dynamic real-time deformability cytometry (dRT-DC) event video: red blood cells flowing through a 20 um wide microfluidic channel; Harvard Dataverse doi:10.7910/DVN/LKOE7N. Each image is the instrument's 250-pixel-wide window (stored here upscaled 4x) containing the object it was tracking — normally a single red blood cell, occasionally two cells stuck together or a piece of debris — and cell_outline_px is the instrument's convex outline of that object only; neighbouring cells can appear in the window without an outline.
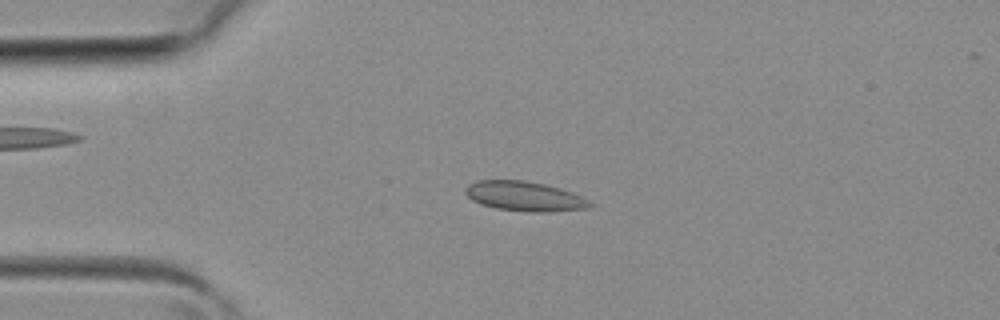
{"species": "common noctule bat (a hibernating species)", "species_latin": "Nyctalus noctula", "temperature_condition": "room temperature", "stored_images_in_passage": 1, "camera_frame_rate_fps": 3000, "um_per_image_px": 0.085, "animal": {"sex": "female", "body_mass_g": 19.3, "forearm_length_mm": 54.1}, "frame": {"image": 1, "passage_image": 1, "time_ms": 0.0, "image_size_px": [1000, 320], "cell_outline_px": [[596, 204], [588, 208], [544, 212], [528, 212], [496, 208], [480, 204], [472, 200], [464, 192], [464, 188], [468, 184], [476, 180], [524, 180], [544, 184], [560, 188], [572, 192]], "centroid_in_image_um": [44.56, 16.68], "position_along_channel_um": 40.4, "area_um2": 21.62}}